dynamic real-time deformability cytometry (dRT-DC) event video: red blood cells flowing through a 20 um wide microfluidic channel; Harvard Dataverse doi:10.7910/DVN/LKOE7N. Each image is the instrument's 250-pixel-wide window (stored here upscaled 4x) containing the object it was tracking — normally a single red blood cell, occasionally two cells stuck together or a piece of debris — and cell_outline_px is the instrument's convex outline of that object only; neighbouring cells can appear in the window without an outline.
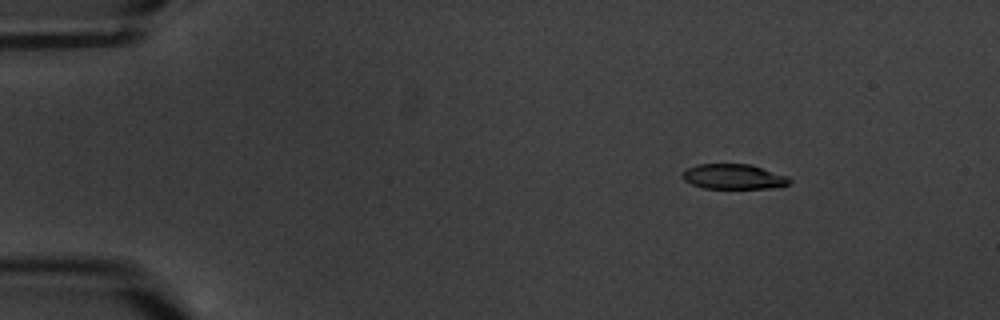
{"species": "common noctule bat (a hibernating species)", "species_latin": "Nyctalus noctula", "temperature_condition": "warm", "stored_images_in_passage": 5, "camera_frame_rate_fps": 3000, "um_per_image_px": 0.085, "animal": {"sex": "male", "body_mass_g": 20.1, "forearm_length_mm": 53.5}, "frame": {"image": 1, "passage_image": 2, "time_ms": 1.333, "image_size_px": [1000, 320], "cell_outline_px": [[792, 180], [788, 184], [772, 188], [704, 188], [692, 184], [684, 180], [680, 176], [680, 172], [696, 164], [748, 164], [788, 176]], "centroid_in_image_um": [62.31, 15.01], "position_along_channel_um": 22.7, "area_um2": 15.61}}
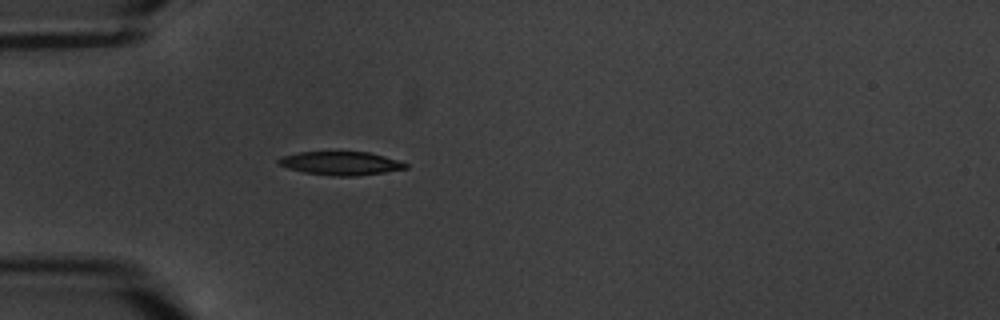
{"frame": {"image": 2, "passage_image": 5, "time_ms": 4.667, "image_size_px": [1000, 320], "cell_outline_px": [[408, 168], [384, 172], [356, 176], [332, 176], [304, 172], [288, 168], [280, 164], [276, 160], [280, 156], [300, 152], [368, 152], [384, 156], [408, 164]], "centroid_in_image_um": [28.94, 13.88], "position_along_channel_um": 56.1, "area_um2": 17.28}}